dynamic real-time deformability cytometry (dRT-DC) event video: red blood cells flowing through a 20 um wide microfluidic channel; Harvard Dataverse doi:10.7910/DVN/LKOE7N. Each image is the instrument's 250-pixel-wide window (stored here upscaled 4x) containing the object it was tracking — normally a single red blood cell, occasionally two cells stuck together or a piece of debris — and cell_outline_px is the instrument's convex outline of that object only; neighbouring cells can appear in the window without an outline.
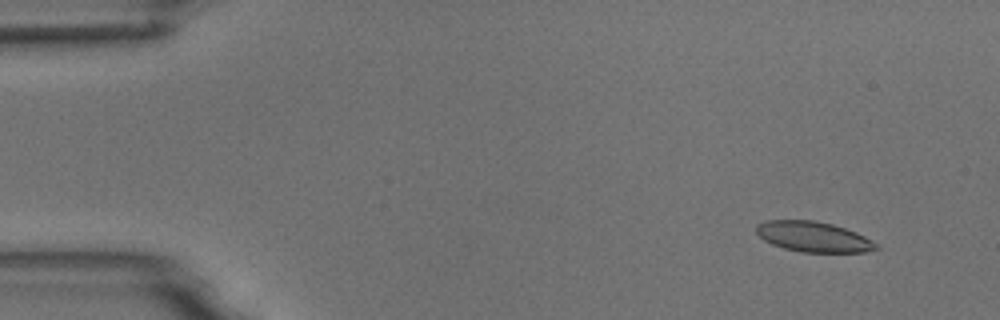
{"species": "common noctule bat (a hibernating species)", "species_latin": "Nyctalus noctula", "temperature_condition": "room temperature", "stored_images_in_passage": 7, "camera_frame_rate_fps": 3000, "um_per_image_px": 0.085, "animal": {"sex": "male", "body_mass_g": 18.8}, "frame": {"image": 1, "passage_image": 2, "time_ms": 1.333, "image_size_px": [1000, 320], "cell_outline_px": [[880, 248], [868, 252], [800, 252], [784, 248], [772, 244], [764, 240], [756, 232], [756, 224], [768, 220], [812, 220], [832, 224], [856, 232], [880, 244]], "centroid_in_image_um": [69.17, 20.13], "position_along_channel_um": 15.8, "area_um2": 21.27}}
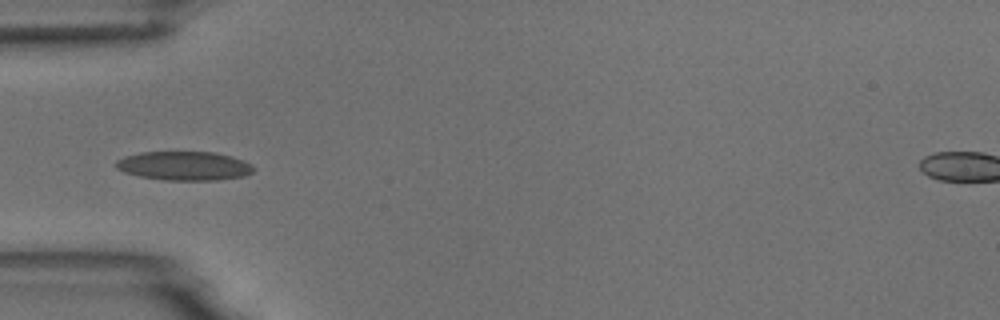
{"frame": {"image": 2, "passage_image": 5, "time_ms": 5.667, "image_size_px": [1000, 320], "cell_outline_px": [[256, 168], [252, 172], [244, 176], [216, 180], [164, 180], [140, 176], [124, 172], [116, 168], [116, 160], [124, 156], [140, 152], [212, 152], [232, 156], [244, 160], [252, 164]], "centroid_in_image_um": [15.67, 14.09], "position_along_channel_um": 69.3, "area_um2": 23.29}}